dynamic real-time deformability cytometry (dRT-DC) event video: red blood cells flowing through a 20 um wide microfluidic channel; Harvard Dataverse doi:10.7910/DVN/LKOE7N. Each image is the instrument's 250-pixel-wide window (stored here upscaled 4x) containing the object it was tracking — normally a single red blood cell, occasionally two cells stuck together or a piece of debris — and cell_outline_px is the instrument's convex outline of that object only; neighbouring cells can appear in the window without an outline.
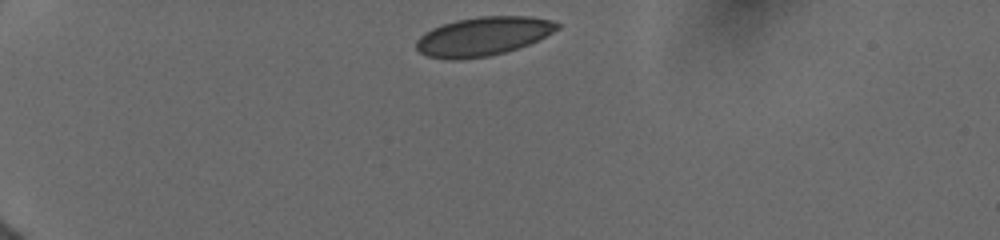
{"species": "human", "species_latin": "Homo sapiens", "temperature_condition": "cold", "stored_images_in_passage": 19, "camera_frame_rate_fps": 3000, "um_per_image_px": 0.085, "donor": {"sex": "female"}, "frame": {"image": 1, "passage_image": 1, "time_ms": 0.0, "image_size_px": [1000, 240], "cell_outline_px": [[560, 28], [528, 44], [504, 52], [488, 56], [456, 60], [452, 60], [428, 56], [420, 52], [416, 48], [416, 40], [424, 32], [432, 28], [456, 20], [480, 16], [528, 16], [552, 20], [560, 24]], "centroid_in_image_um": [41.03, 3.08], "position_along_channel_um": 44.0, "area_um2": 31.62}}
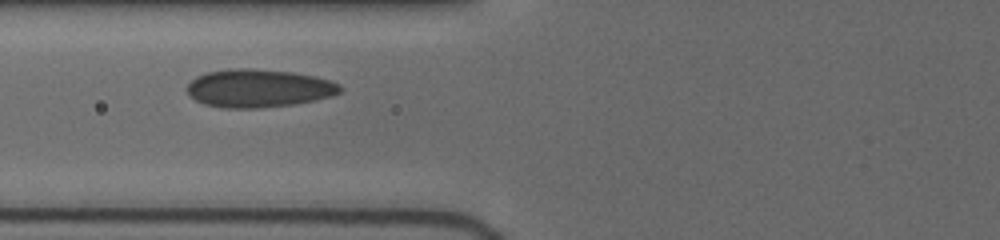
{"frame": {"image": 2, "passage_image": 10, "time_ms": 3.0, "image_size_px": [1000, 240], "cell_outline_px": [[344, 88], [340, 92], [332, 96], [316, 100], [292, 104], [260, 108], [224, 108], [204, 104], [188, 96], [184, 88], [196, 76], [208, 72], [228, 68], [252, 68], [292, 72], [316, 76], [340, 84]], "centroid_in_image_um": [21.96, 7.5], "position_along_channel_um": 103.8, "area_um2": 34.33}}
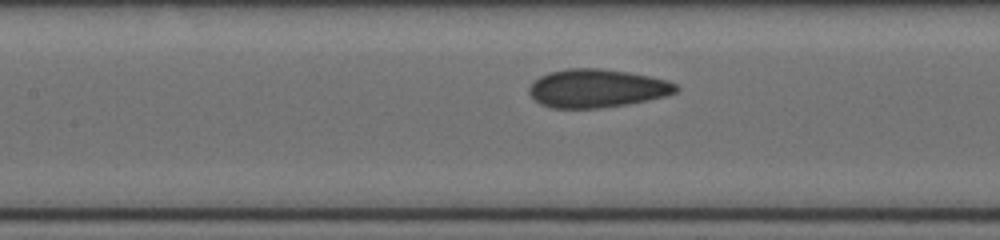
{"frame": {"image": 3, "passage_image": 14, "time_ms": 4.333, "image_size_px": [1000, 240], "cell_outline_px": [[680, 88], [676, 92], [664, 96], [648, 100], [628, 104], [600, 108], [552, 108], [540, 104], [528, 92], [528, 88], [540, 76], [548, 72], [568, 68], [600, 68], [628, 72], [668, 80], [676, 84]], "centroid_in_image_um": [50.74, 7.51], "position_along_channel_um": 156.7, "area_um2": 32.83}}